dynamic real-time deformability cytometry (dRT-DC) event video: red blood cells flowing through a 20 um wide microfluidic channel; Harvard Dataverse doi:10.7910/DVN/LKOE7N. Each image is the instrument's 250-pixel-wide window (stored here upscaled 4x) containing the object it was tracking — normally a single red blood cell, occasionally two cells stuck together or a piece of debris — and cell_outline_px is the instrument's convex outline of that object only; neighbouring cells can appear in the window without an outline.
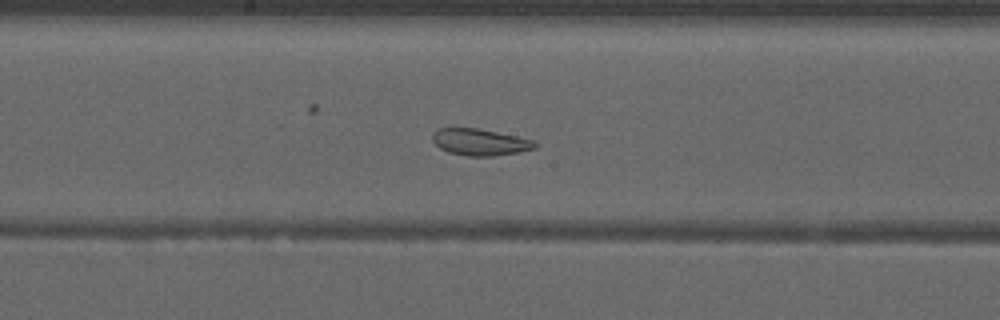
{"species": "common noctule bat (a hibernating species)", "species_latin": "Nyctalus noctula", "temperature_condition": "warm", "stored_images_in_passage": 52, "segment_of_instrument_passage": [2, 2], "camera_frame_rate_fps": 3000, "um_per_image_px": 0.085, "animal": {"sex": "male", "forearm_length_mm": 52.5}, "frame": {"image": 1, "passage_image": 28, "time_ms": 9.0, "image_size_px": [1000, 320], "cell_outline_px": [[536, 148], [520, 152], [492, 156], [468, 156], [448, 152], [440, 148], [432, 140], [432, 132], [436, 128], [476, 128], [536, 140]], "centroid_in_image_um": [40.79, 12.08], "position_along_channel_um": 207.4, "area_um2": 15.95}}
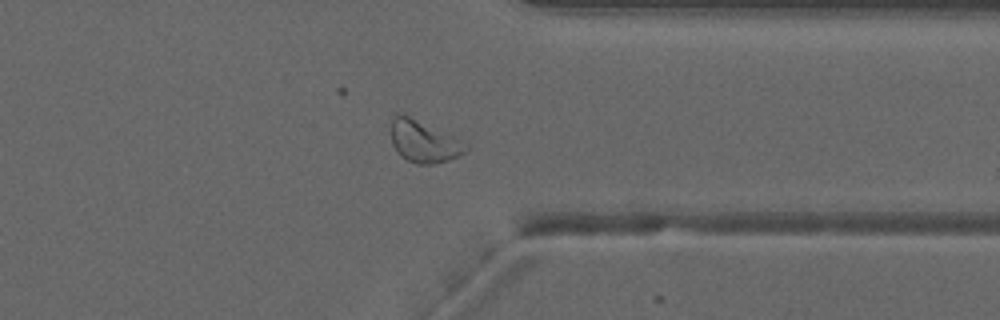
{"frame": {"image": 2, "passage_image": 41, "time_ms": 13.333, "image_size_px": [1000, 320], "cell_outline_px": [[468, 148], [464, 152], [448, 160], [432, 164], [416, 164], [400, 156], [392, 144], [392, 120], [396, 116], [408, 116], [460, 140], [468, 144]], "centroid_in_image_um": [36.02, 12.08], "position_along_channel_um": 375.4, "area_um2": 17.46}}
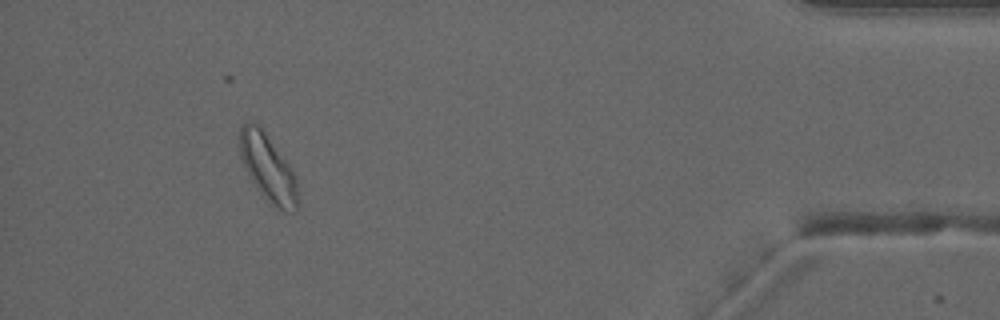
{"frame": {"image": 3, "passage_image": 48, "time_ms": 15.667, "image_size_px": [1000, 320], "cell_outline_px": [[300, 204], [296, 212], [284, 212], [268, 204], [264, 200], [248, 176], [240, 156], [240, 128], [248, 120], [256, 120], [288, 164], [296, 180], [300, 200]], "centroid_in_image_um": [22.78, 14.34], "position_along_channel_um": 412.4, "area_um2": 23.24}}